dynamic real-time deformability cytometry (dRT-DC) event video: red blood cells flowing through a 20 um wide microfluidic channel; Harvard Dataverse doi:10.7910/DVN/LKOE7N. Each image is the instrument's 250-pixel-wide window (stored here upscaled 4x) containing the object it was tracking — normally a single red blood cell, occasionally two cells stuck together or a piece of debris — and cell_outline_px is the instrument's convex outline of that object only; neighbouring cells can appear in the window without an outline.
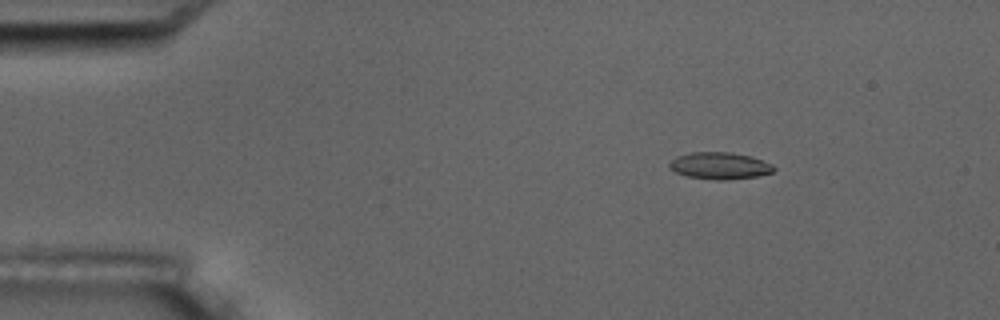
{"species": "common noctule bat (a hibernating species)", "species_latin": "Nyctalus noctula", "temperature_condition": "room temperature", "stored_images_in_passage": 11, "camera_frame_rate_fps": 3000, "um_per_image_px": 0.085, "animal": {"sex": "male", "body_mass_g": 17.5, "forearm_length_mm": 52.3}, "frame": {"image": 1, "passage_image": 2, "time_ms": 2.0, "image_size_px": [1000, 320], "cell_outline_px": [[776, 168], [772, 172], [756, 176], [728, 180], [716, 180], [688, 176], [676, 172], [668, 168], [668, 164], [676, 156], [692, 152], [728, 152], [748, 156], [772, 164]], "centroid_in_image_um": [61.14, 14.09], "position_along_channel_um": 23.9, "area_um2": 16.18}}
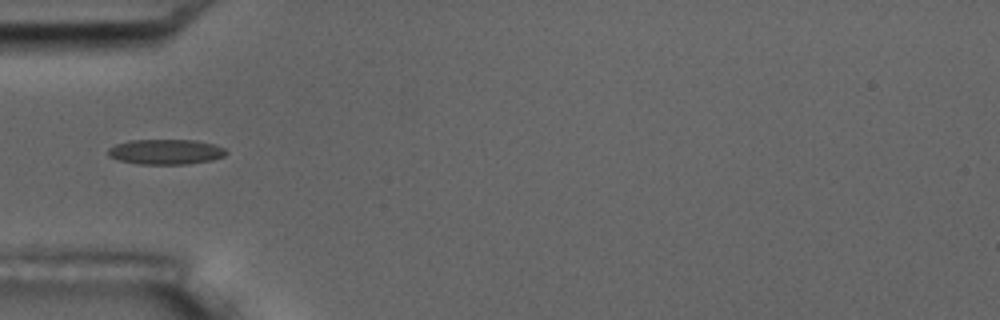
{"frame": {"image": 2, "passage_image": 5, "time_ms": 5.333, "image_size_px": [1000, 320], "cell_outline_px": [[228, 152], [224, 156], [212, 160], [184, 164], [140, 164], [120, 160], [108, 156], [108, 148], [116, 144], [128, 140], [196, 140], [216, 144], [224, 148]], "centroid_in_image_um": [14.1, 12.89], "position_along_channel_um": 70.9, "area_um2": 17.34}}
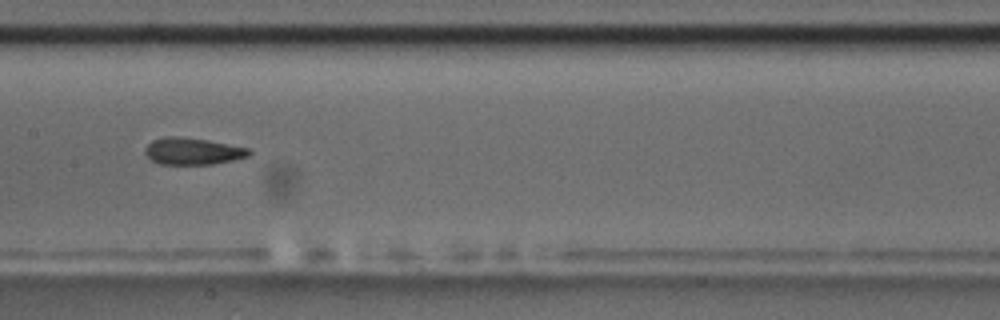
{"frame": {"image": 3, "passage_image": 8, "time_ms": 8.667, "image_size_px": [1000, 320], "cell_outline_px": [[252, 152], [248, 156], [232, 160], [212, 164], [160, 164], [152, 160], [144, 152], [144, 148], [152, 140], [164, 136], [180, 136], [208, 140], [248, 148]], "centroid_in_image_um": [16.35, 12.84], "position_along_channel_um": 191.1, "area_um2": 16.24}}